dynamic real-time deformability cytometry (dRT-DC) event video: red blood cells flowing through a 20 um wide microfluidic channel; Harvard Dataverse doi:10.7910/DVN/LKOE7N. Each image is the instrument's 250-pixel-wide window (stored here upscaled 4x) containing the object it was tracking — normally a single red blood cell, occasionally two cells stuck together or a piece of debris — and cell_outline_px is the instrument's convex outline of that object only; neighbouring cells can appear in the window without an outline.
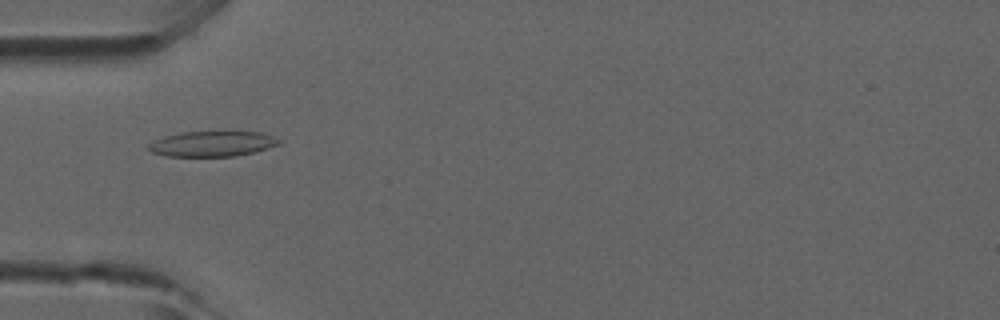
{"species": "common noctule bat (a hibernating species)", "species_latin": "Nyctalus noctula", "temperature_condition": "room temperature", "stored_images_in_passage": 29, "camera_frame_rate_fps": 3000, "um_per_image_px": 0.085, "animal": {"sex": "male", "forearm_length_mm": 52.5}, "frame": {"image": 1, "passage_image": 15, "time_ms": 4.667, "image_size_px": [1000, 320], "cell_outline_px": [[280, 144], [268, 148], [236, 156], [168, 156], [152, 152], [144, 148], [148, 144], [164, 136], [180, 132], [260, 132], [272, 136], [280, 140]], "centroid_in_image_um": [18.0, 12.22], "position_along_channel_um": 67.0, "area_um2": 19.13}}
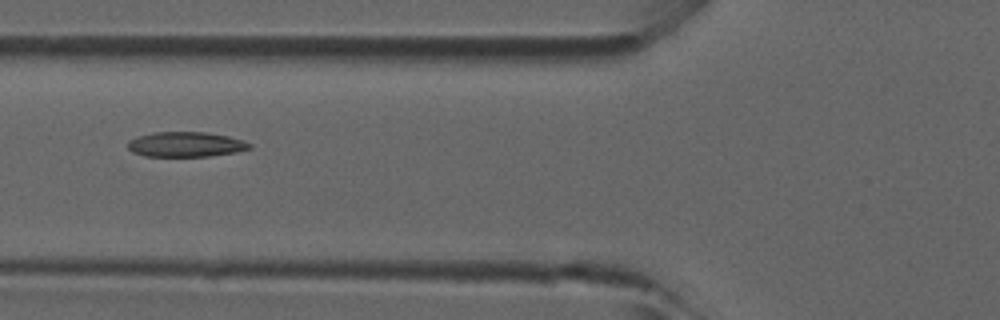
{"frame": {"image": 2, "passage_image": 18, "time_ms": 5.667, "image_size_px": [1000, 320], "cell_outline_px": [[252, 148], [236, 152], [208, 156], [144, 156], [132, 152], [128, 148], [128, 140], [136, 136], [152, 132], [204, 132], [228, 136], [252, 144]], "centroid_in_image_um": [15.75, 12.27], "position_along_channel_um": 110.1, "area_um2": 17.74}}
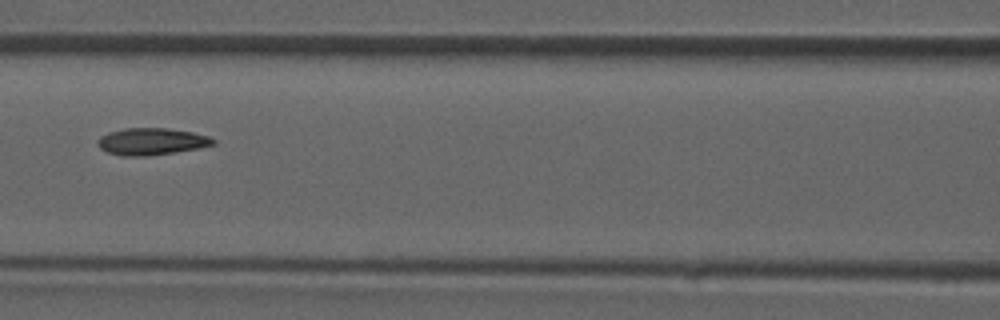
{"frame": {"image": 3, "passage_image": 21, "time_ms": 6.667, "image_size_px": [1000, 320], "cell_outline_px": [[216, 144], [196, 148], [148, 156], [120, 156], [108, 152], [100, 148], [96, 140], [100, 136], [108, 132], [124, 128], [168, 128], [192, 132], [208, 136], [216, 140]], "centroid_in_image_um": [12.84, 12.02], "position_along_channel_um": 153.8, "area_um2": 18.09}}